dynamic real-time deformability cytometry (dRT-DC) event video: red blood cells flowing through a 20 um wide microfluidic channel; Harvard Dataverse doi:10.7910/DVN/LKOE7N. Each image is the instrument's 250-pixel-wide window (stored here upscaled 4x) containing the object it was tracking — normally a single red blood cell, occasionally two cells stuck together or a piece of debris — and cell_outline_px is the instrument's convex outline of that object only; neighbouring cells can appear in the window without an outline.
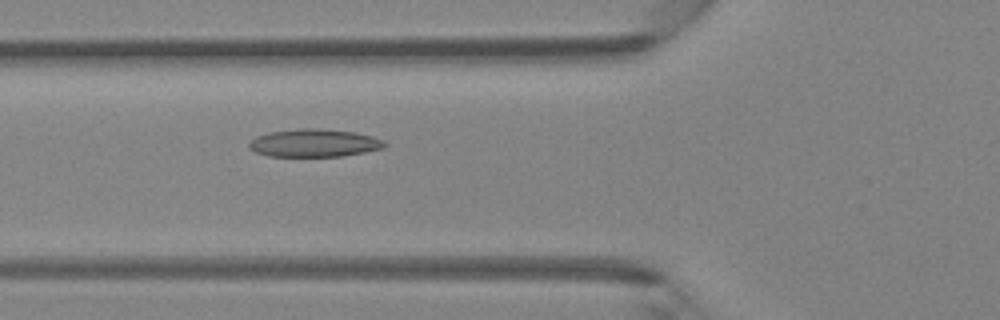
{"species": "Egyptian fruit bat (a non-hibernating species)", "species_latin": "Rousettus aegyptiacus", "temperature_condition": "room temperature", "stored_images_in_passage": 28, "camera_frame_rate_fps": 3000, "um_per_image_px": 0.085, "animal": {"sex": "female"}, "frame": {"image": 1, "passage_image": 5, "time_ms": 1.333, "image_size_px": [1000, 320], "cell_outline_px": [[388, 144], [384, 148], [344, 156], [268, 156], [256, 152], [248, 148], [248, 144], [256, 136], [268, 132], [300, 128], [312, 128], [352, 132], [372, 136], [384, 140]], "centroid_in_image_um": [26.7, 12.16], "position_along_channel_um": 99.1, "area_um2": 21.96}}
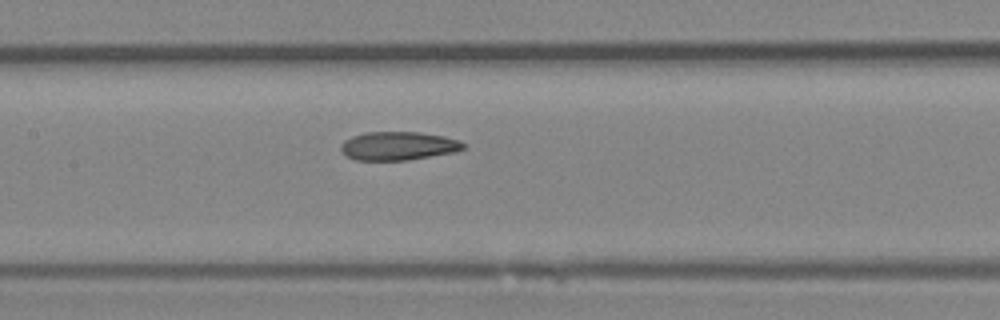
{"frame": {"image": 2, "passage_image": 10, "time_ms": 3.0, "image_size_px": [1000, 320], "cell_outline_px": [[464, 148], [452, 152], [408, 160], [356, 160], [348, 156], [340, 148], [340, 144], [344, 140], [352, 136], [364, 132], [420, 132], [444, 136], [460, 140], [464, 144]], "centroid_in_image_um": [33.83, 12.39], "position_along_channel_um": 173.6, "area_um2": 20.23}}
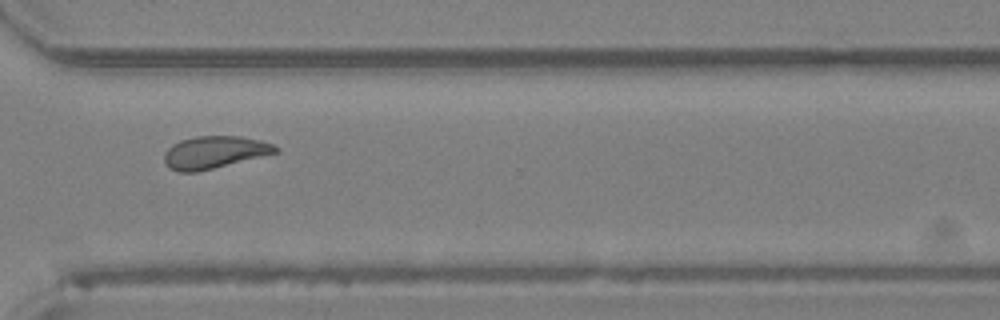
{"frame": {"image": 3, "passage_image": 22, "time_ms": 7.0, "image_size_px": [1000, 320], "cell_outline_px": [[280, 152], [196, 172], [180, 172], [168, 168], [164, 160], [164, 152], [172, 144], [180, 140], [196, 136], [240, 136], [260, 140], [272, 144], [280, 148]], "centroid_in_image_um": [18.22, 12.94], "position_along_channel_um": 352.4, "area_um2": 21.04}}